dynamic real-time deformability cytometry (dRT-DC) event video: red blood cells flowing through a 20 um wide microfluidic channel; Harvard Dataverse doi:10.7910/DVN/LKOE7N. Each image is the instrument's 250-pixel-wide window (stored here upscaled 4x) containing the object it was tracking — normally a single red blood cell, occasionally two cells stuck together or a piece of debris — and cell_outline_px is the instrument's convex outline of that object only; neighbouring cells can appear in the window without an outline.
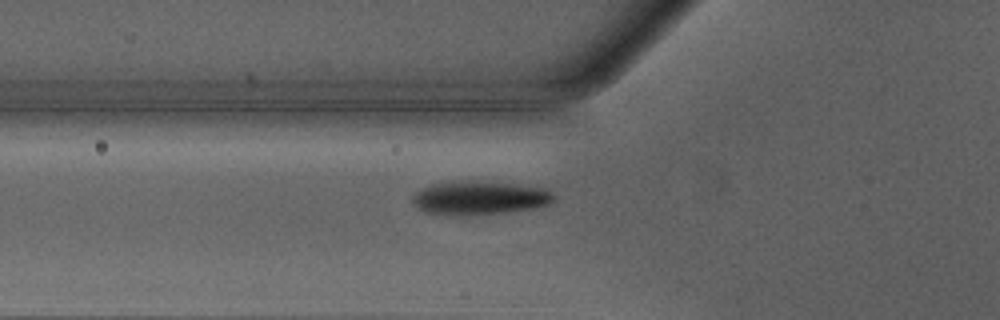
{"species": "Egyptian fruit bat (a non-hibernating species)", "species_latin": "Rousettus aegyptiacus", "temperature_condition": "warm", "stored_images_in_passage": 34, "camera_frame_rate_fps": 3000, "um_per_image_px": 0.085, "animal": {"sex": "male"}, "frame": {"image": 1, "passage_image": 3, "time_ms": 0.667, "image_size_px": [1000, 320], "cell_outline_px": [[556, 200], [548, 204], [532, 208], [508, 212], [448, 216], [424, 212], [412, 200], [412, 196], [416, 192], [432, 184], [460, 180], [508, 184], [544, 188], [556, 196]], "centroid_in_image_um": [40.74, 16.83], "position_along_channel_um": 85.1, "area_um2": 27.34}}
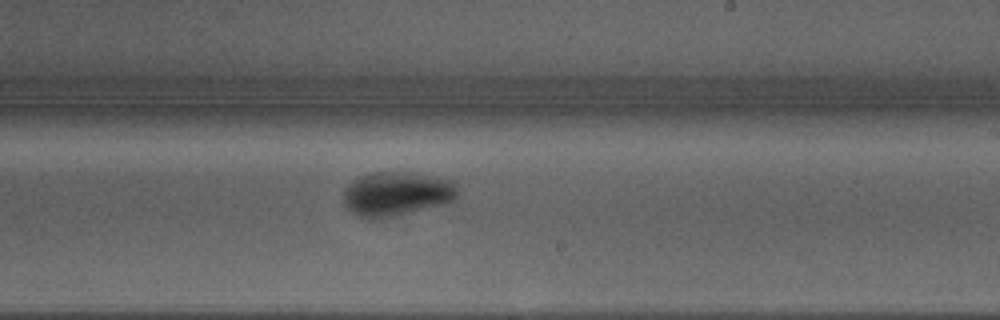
{"frame": {"image": 2, "passage_image": 15, "time_ms": 4.667, "image_size_px": [1000, 320], "cell_outline_px": [[456, 200], [392, 216], [368, 220], [352, 212], [344, 204], [344, 192], [356, 180], [364, 176], [376, 172], [388, 172], [448, 180], [456, 188]], "centroid_in_image_um": [33.65, 16.52], "position_along_channel_um": 255.4, "area_um2": 27.63}}
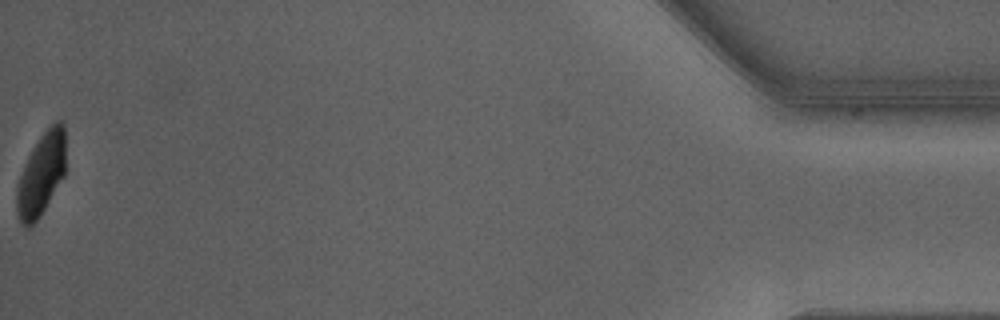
{"frame": {"image": 3, "passage_image": 34, "time_ms": 11.0, "image_size_px": [1000, 320], "cell_outline_px": [[64, 176], [40, 216], [28, 228], [24, 228], [20, 224], [16, 212], [16, 188], [24, 164], [32, 148], [40, 136], [56, 120], [60, 120], [64, 124]], "centroid_in_image_um": [3.47, 14.85], "position_along_channel_um": 431.7, "area_um2": 23.47}, "authors_computed_cell_mechanics": {"area_um2": 26.9348, "velocity_mm_per_s": 4.255, "shape_relaxation_time_tau1_ms": 2.1282, "shape_relaxation_time_tau2_ms": null, "deformation_change_tau1": 0.1262, "deformation_change_tau2": null}}